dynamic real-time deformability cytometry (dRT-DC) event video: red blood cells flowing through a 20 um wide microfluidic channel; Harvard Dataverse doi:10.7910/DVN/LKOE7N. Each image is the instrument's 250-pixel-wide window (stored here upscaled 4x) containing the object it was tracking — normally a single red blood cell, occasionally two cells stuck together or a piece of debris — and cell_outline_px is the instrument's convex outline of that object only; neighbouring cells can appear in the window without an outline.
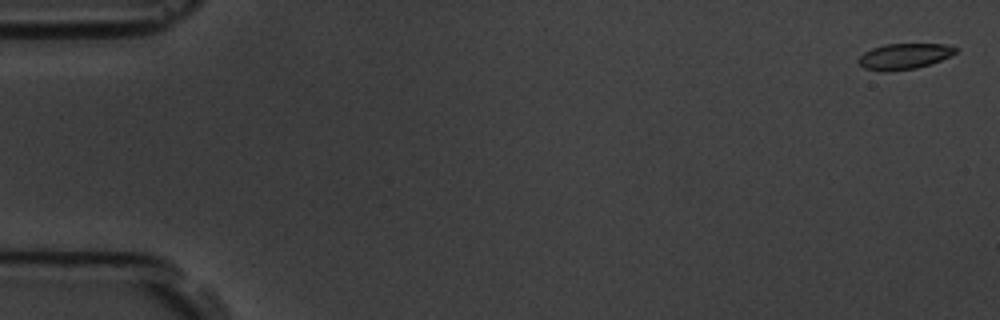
{"species": "common noctule bat (a hibernating species)", "species_latin": "Nyctalus noctula", "temperature_condition": "room temperature", "stored_images_in_passage": 7, "camera_frame_rate_fps": 3000, "um_per_image_px": 0.085, "animal": {"sex": "male", "body_mass_g": 19.5, "forearm_length_mm": 54.6}, "frame": {"image": 1, "passage_image": 1, "time_ms": 0.0, "image_size_px": [1000, 320], "cell_outline_px": [[956, 52], [940, 60], [916, 68], [888, 72], [884, 72], [864, 68], [856, 60], [864, 52], [872, 48], [884, 44], [944, 44], [956, 48]], "centroid_in_image_um": [76.79, 4.79], "position_along_channel_um": 8.2, "area_um2": 14.45}}
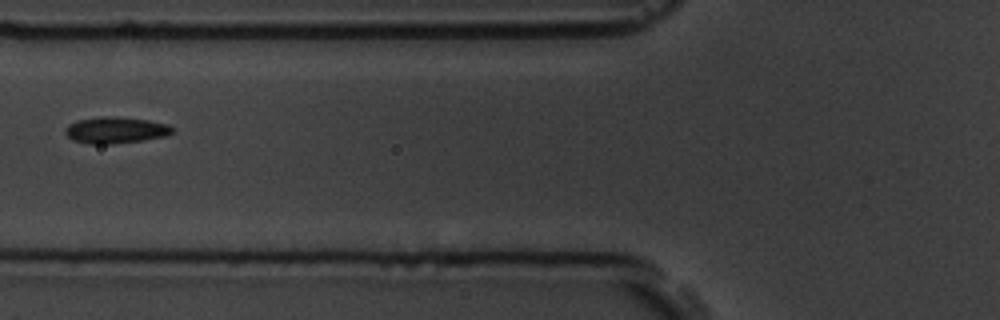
{"frame": {"image": 2, "passage_image": 6, "time_ms": 6.667, "image_size_px": [1000, 320], "cell_outline_px": [[172, 132], [168, 136], [144, 140], [112, 144], [88, 144], [72, 140], [64, 132], [68, 124], [76, 120], [100, 116], [112, 116], [148, 120], [168, 124], [172, 128]], "centroid_in_image_um": [9.8, 11.06], "position_along_channel_um": 116.0, "area_um2": 16.65}}
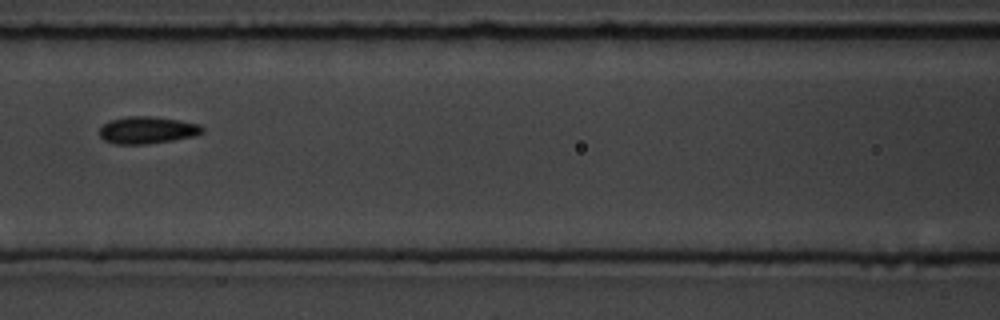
{"frame": {"image": 3, "passage_image": 7, "time_ms": 7.667, "image_size_px": [1000, 320], "cell_outline_px": [[204, 132], [196, 136], [148, 144], [112, 144], [104, 140], [100, 136], [100, 128], [108, 120], [128, 116], [152, 116], [180, 120], [200, 124], [204, 128]], "centroid_in_image_um": [12.53, 11.06], "position_along_channel_um": 154.1, "area_um2": 16.47}}